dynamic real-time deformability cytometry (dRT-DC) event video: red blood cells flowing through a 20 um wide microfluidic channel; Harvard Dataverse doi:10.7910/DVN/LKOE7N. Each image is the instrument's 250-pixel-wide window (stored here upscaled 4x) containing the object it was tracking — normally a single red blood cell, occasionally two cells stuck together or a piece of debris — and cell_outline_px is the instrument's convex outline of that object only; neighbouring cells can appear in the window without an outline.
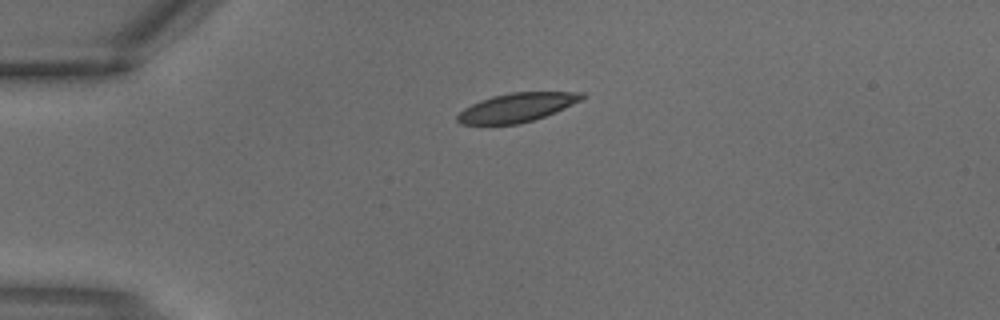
{"species": "common noctule bat (a hibernating species)", "species_latin": "Nyctalus noctula", "temperature_condition": "warm", "stored_images_in_passage": 2, "camera_frame_rate_fps": 3000, "um_per_image_px": 0.085, "animal": {"sex": "male", "body_mass_g": 18.8}, "frame": {"image": 1, "passage_image": 2, "time_ms": 0.333, "image_size_px": [1000, 320], "cell_outline_px": [[584, 96], [580, 100], [556, 112], [532, 120], [516, 124], [460, 124], [456, 120], [456, 116], [464, 108], [480, 100], [492, 96], [512, 92], [584, 92]], "centroid_in_image_um": [43.9, 9.13], "position_along_channel_um": 41.1, "area_um2": 20.69}}